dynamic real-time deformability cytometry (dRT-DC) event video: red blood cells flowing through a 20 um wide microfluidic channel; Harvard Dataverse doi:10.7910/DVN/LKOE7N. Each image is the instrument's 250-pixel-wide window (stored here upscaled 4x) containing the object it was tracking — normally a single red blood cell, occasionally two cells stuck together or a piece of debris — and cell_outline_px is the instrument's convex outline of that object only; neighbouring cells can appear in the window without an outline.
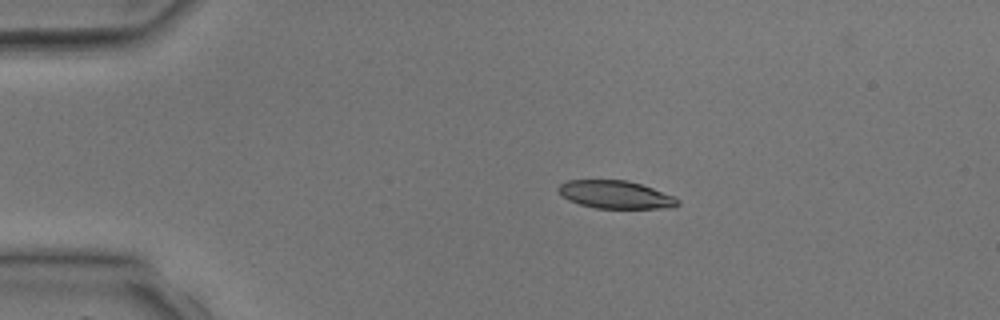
{"species": "common noctule bat (a hibernating species)", "species_latin": "Nyctalus noctula", "temperature_condition": "room temperature", "stored_images_in_passage": 4, "camera_frame_rate_fps": 3000, "um_per_image_px": 0.085, "animal": {"sex": "male", "body_mass_g": 17.9, "forearm_length_mm": 54.2}, "frame": {"image": 1, "passage_image": 2, "time_ms": 1.333, "image_size_px": [1000, 320], "cell_outline_px": [[680, 204], [672, 208], [596, 208], [580, 204], [568, 200], [556, 188], [560, 184], [568, 180], [628, 180], [676, 196], [680, 200]], "centroid_in_image_um": [52.36, 16.54], "position_along_channel_um": 32.6, "area_um2": 19.42}}